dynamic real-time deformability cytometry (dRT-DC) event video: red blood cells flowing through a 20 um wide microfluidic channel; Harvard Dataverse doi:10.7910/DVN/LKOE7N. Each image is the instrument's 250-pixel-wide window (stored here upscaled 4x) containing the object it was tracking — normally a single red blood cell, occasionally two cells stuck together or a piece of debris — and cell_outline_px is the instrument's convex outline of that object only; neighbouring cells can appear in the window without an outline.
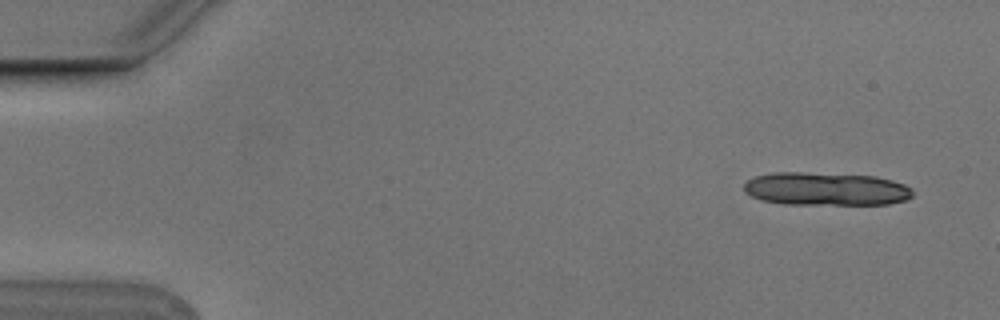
{"species": "Egyptian fruit bat (a non-hibernating species)", "species_latin": "Rousettus aegyptiacus", "temperature_condition": "cold", "stored_images_in_passage": 4, "camera_frame_rate_fps": 3000, "um_per_image_px": 0.085, "animal": {"sex": "male"}, "frame": {"image": 1, "passage_image": 1, "time_ms": 0.0, "image_size_px": [1000, 320], "cell_outline_px": [[912, 196], [904, 200], [888, 204], [784, 204], [760, 200], [744, 192], [744, 184], [748, 180], [756, 176], [772, 172], [800, 172], [876, 176], [892, 180], [904, 184], [912, 188]], "centroid_in_image_um": [70.18, 16.06], "position_along_channel_um": 14.8, "area_um2": 32.66}}